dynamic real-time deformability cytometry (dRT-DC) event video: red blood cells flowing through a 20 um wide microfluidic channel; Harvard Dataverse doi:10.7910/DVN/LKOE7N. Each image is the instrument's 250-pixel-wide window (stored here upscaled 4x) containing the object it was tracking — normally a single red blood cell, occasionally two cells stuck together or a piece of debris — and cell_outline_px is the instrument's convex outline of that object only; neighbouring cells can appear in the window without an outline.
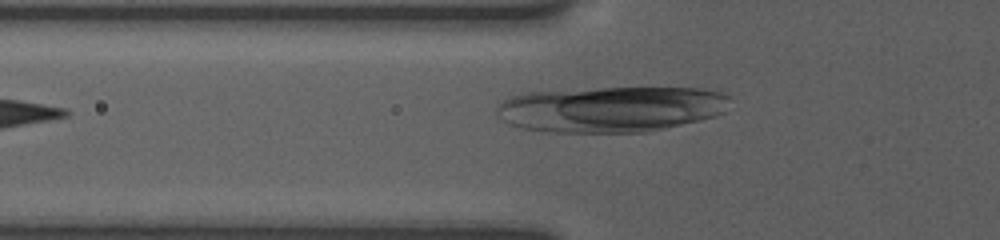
{"species": "human", "species_latin": "Homo sapiens", "temperature_condition": "room temperature", "stored_images_in_passage": 3, "camera_frame_rate_fps": 3000, "um_per_image_px": 0.085, "donor": {"sex": "female"}, "frame": {"image": 1, "passage_image": 2, "time_ms": 0.333, "image_size_px": [1000, 240], "cell_outline_px": [[728, 96], [724, 112], [716, 116], [700, 120], [664, 128], [644, 132], [548, 132], [524, 128], [508, 124], [496, 116], [496, 108], [504, 100], [512, 96], [528, 92], [600, 88], [700, 88], [720, 92]], "centroid_in_image_um": [51.89, 9.28], "position_along_channel_um": 73.9, "area_um2": 61.96}}